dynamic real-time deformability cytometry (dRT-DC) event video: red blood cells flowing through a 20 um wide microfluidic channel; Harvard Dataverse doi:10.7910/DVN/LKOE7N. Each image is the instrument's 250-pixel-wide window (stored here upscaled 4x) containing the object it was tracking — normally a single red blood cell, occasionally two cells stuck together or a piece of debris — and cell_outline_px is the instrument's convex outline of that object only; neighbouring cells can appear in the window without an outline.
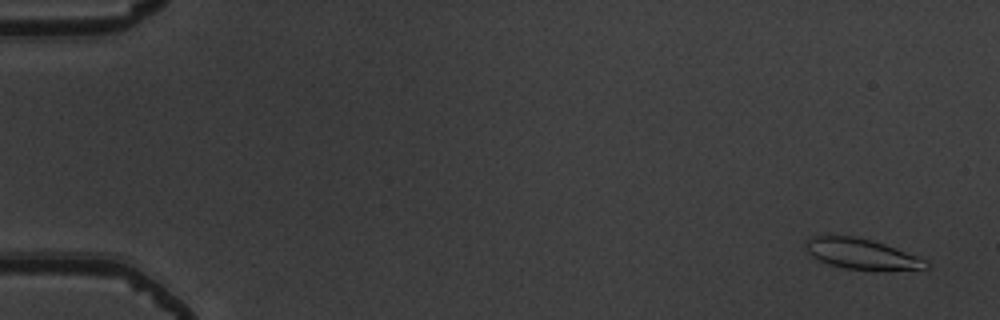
{"species": "common noctule bat (a hibernating species)", "species_latin": "Nyctalus noctula", "temperature_condition": "warm", "stored_images_in_passage": 55, "camera_frame_rate_fps": 3000, "um_per_image_px": 0.085, "animal": {"sex": "male", "body_mass_g": 19.5, "forearm_length_mm": 54.6}, "frame": {"image": 1, "passage_image": 3, "time_ms": 0.667, "image_size_px": [1000, 320], "cell_outline_px": [[932, 268], [844, 268], [828, 264], [812, 256], [804, 248], [804, 240], [812, 236], [856, 236], [872, 240], [896, 248], [928, 260]], "centroid_in_image_um": [73.17, 21.54], "position_along_channel_um": 11.8, "area_um2": 20.81}}
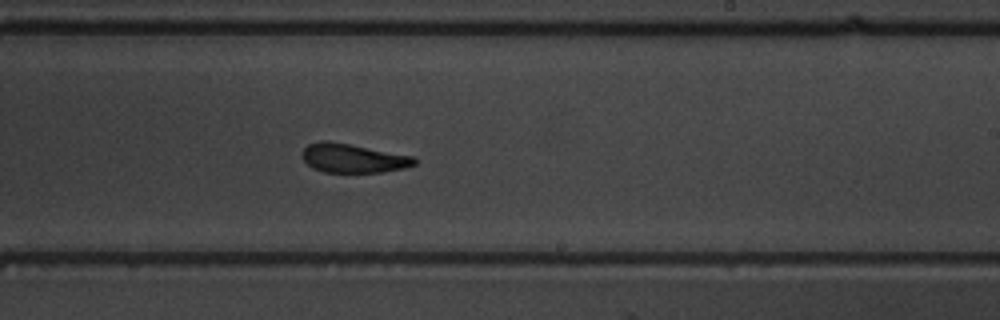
{"frame": {"image": 2, "passage_image": 34, "time_ms": 11.0, "image_size_px": [1000, 320], "cell_outline_px": [[416, 164], [404, 168], [384, 172], [324, 172], [312, 168], [300, 156], [304, 148], [308, 144], [320, 140], [328, 140], [416, 156]], "centroid_in_image_um": [30.01, 13.44], "position_along_channel_um": 259.0, "area_um2": 19.19}}
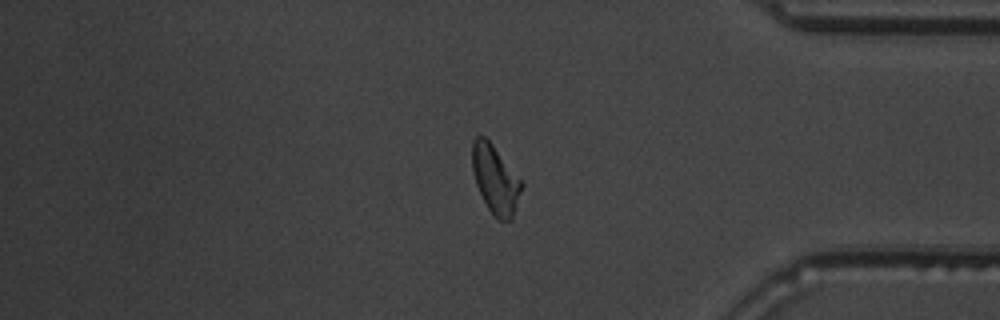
{"frame": {"image": 3, "passage_image": 46, "time_ms": 15.0, "image_size_px": [1000, 320], "cell_outline_px": [[524, 184], [512, 220], [496, 220], [488, 208], [476, 184], [472, 168], [472, 140], [476, 136], [484, 136], [492, 144]], "centroid_in_image_um": [42.11, 15.27], "position_along_channel_um": 393.1, "area_um2": 19.54}, "authors_computed_cell_mechanics": {"area_um2": 20.4612, "velocity_mm_per_s": 3.8404, "shape_relaxation_time_tau1_ms": 4.7053, "shape_relaxation_time_tau2_ms": 2.0876, "deformation_change_tau1": 0.1448, "deformation_change_tau2": 0.1}}